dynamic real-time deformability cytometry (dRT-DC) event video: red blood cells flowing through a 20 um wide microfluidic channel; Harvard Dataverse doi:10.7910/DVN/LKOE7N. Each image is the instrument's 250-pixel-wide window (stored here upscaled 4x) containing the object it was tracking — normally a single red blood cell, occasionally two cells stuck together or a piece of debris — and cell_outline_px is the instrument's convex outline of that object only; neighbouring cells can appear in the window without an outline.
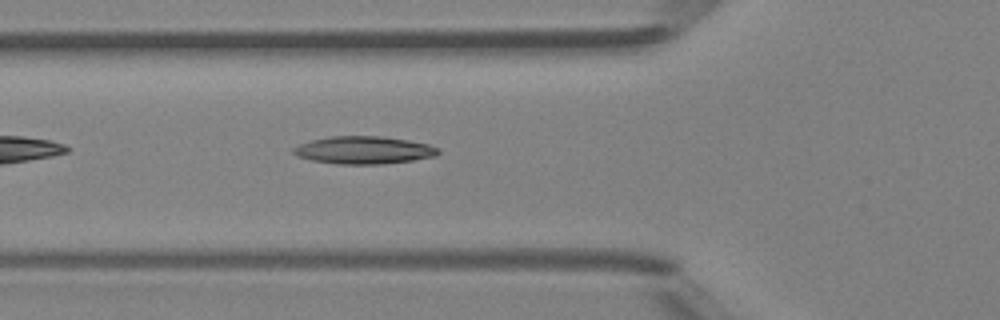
{"species": "Egyptian fruit bat (a non-hibernating species)", "species_latin": "Rousettus aegyptiacus", "temperature_condition": "room temperature", "stored_images_in_passage": 30, "camera_frame_rate_fps": 3000, "um_per_image_px": 0.085, "animal": {"sex": "female"}, "frame": {"image": 1, "passage_image": 3, "time_ms": 0.667, "image_size_px": [1000, 320], "cell_outline_px": [[440, 152], [436, 156], [412, 160], [384, 164], [336, 164], [312, 160], [296, 156], [292, 152], [292, 148], [300, 144], [312, 140], [332, 136], [380, 136], [408, 140], [428, 144], [440, 148]], "centroid_in_image_um": [30.93, 12.76], "position_along_channel_um": 94.9, "area_um2": 23.35}}
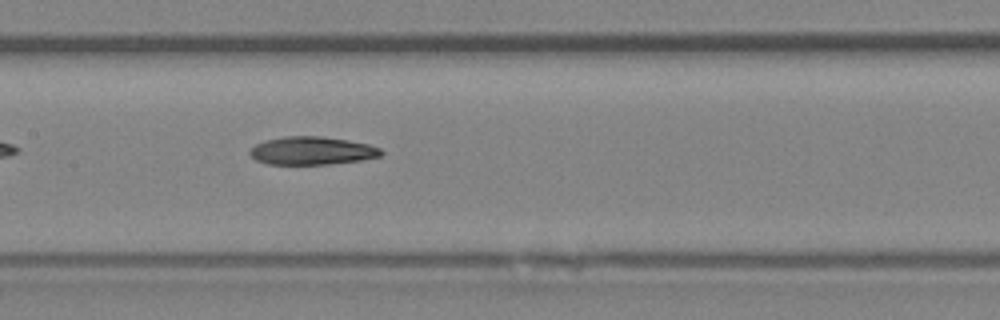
{"frame": {"image": 2, "passage_image": 9, "time_ms": 2.667, "image_size_px": [1000, 320], "cell_outline_px": [[384, 152], [380, 156], [364, 160], [328, 164], [268, 164], [256, 160], [248, 152], [256, 144], [264, 140], [284, 136], [320, 136], [348, 140], [368, 144], [380, 148]], "centroid_in_image_um": [26.53, 12.81], "position_along_channel_um": 180.9, "area_um2": 21.5}}
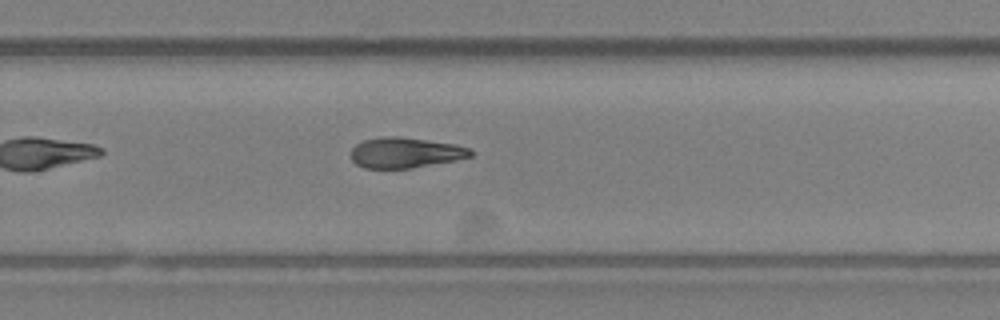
{"frame": {"image": 3, "passage_image": 17, "time_ms": 5.333, "image_size_px": [1000, 320], "cell_outline_px": [[472, 156], [412, 168], [364, 168], [356, 164], [352, 160], [352, 148], [356, 144], [364, 140], [384, 136], [396, 136], [456, 144], [472, 148]], "centroid_in_image_um": [34.44, 12.97], "position_along_channel_um": 295.4, "area_um2": 21.04}}